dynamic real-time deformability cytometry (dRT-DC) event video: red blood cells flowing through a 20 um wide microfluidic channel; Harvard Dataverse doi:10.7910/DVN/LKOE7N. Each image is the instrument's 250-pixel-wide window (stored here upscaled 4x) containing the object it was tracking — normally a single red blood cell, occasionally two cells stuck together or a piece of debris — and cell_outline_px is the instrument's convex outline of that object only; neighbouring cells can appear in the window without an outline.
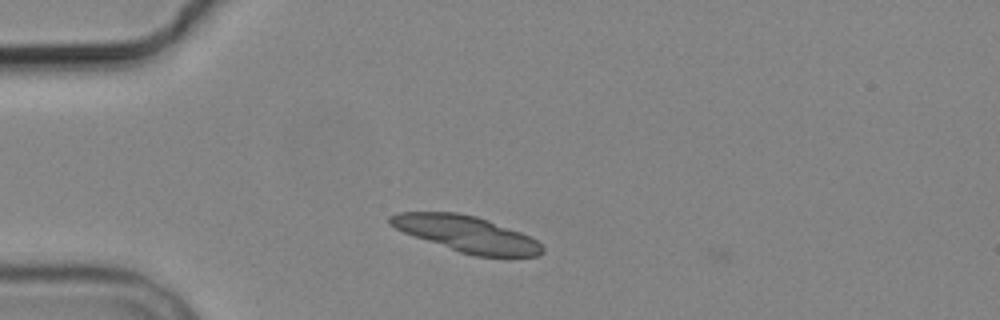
{"species": "common noctule bat (a hibernating species)", "species_latin": "Nyctalus noctula", "temperature_condition": "cold", "stored_images_in_passage": 5, "segment_of_instrument_passage": [1, 2], "camera_frame_rate_fps": 3000, "um_per_image_px": 0.085, "animal": {"sex": "male", "body_mass_g": 19.2, "forearm_length_mm": 51.8}, "frame": {"image": 1, "passage_image": 1, "time_ms": 0.0, "image_size_px": [1000, 320], "cell_outline_px": [[544, 252], [536, 256], [476, 256], [460, 252], [404, 232], [388, 224], [388, 216], [400, 212], [456, 212], [476, 216], [488, 220], [520, 232], [536, 240], [544, 248]], "centroid_in_image_um": [39.64, 19.87], "position_along_channel_um": 45.4, "area_um2": 31.5}}